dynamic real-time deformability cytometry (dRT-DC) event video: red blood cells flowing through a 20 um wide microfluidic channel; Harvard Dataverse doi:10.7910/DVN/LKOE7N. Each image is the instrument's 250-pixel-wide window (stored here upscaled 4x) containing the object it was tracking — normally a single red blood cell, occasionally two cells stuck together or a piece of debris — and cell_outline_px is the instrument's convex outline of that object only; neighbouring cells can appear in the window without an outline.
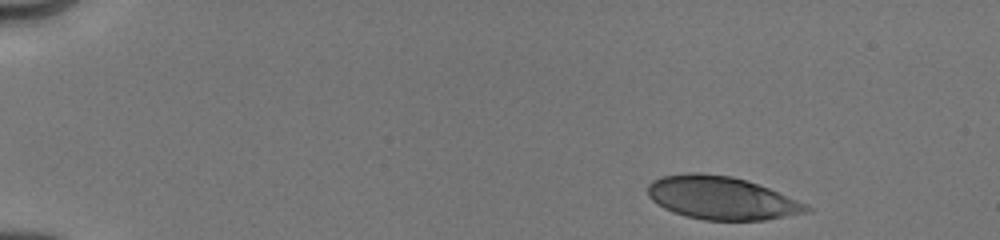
{"species": "human", "species_latin": "Homo sapiens", "temperature_condition": "cold", "stored_images_in_passage": 11, "camera_frame_rate_fps": 3000, "um_per_image_px": 0.085, "donor": {"sex": "male"}, "frame": {"image": 1, "passage_image": 1, "time_ms": 0.0, "image_size_px": [1000, 240], "cell_outline_px": [[812, 212], [764, 220], [704, 220], [684, 216], [672, 212], [664, 208], [652, 200], [648, 196], [648, 184], [652, 180], [664, 176], [688, 172], [700, 172], [732, 176], [768, 188], [808, 204], [812, 208]], "centroid_in_image_um": [61.33, 16.83], "position_along_channel_um": 23.7, "area_um2": 39.94}}
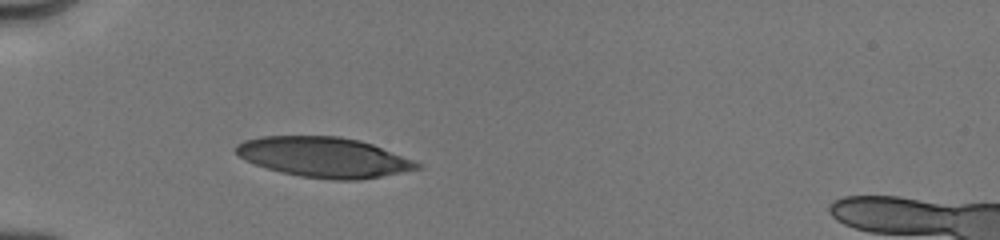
{"frame": {"image": 2, "passage_image": 8, "time_ms": 3.333, "image_size_px": [1000, 240], "cell_outline_px": [[424, 168], [380, 176], [356, 180], [332, 180], [300, 176], [280, 172], [244, 160], [232, 148], [236, 144], [244, 140], [260, 136], [340, 136], [360, 140], [372, 144], [424, 164]], "centroid_in_image_um": [27.53, 13.36], "position_along_channel_um": 57.5, "area_um2": 42.48}}
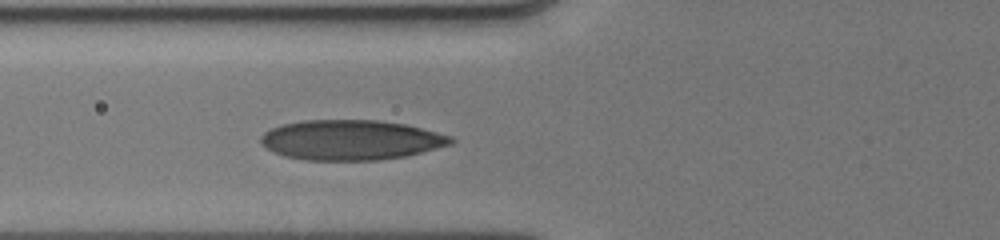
{"frame": {"image": 3, "passage_image": 11, "time_ms": 4.667, "image_size_px": [1000, 240], "cell_outline_px": [[456, 140], [452, 144], [404, 156], [380, 160], [304, 160], [284, 156], [272, 152], [260, 144], [260, 136], [264, 132], [272, 128], [284, 124], [304, 120], [376, 120], [404, 124], [452, 136]], "centroid_in_image_um": [29.78, 11.9], "position_along_channel_um": 96.0, "area_um2": 44.27}}